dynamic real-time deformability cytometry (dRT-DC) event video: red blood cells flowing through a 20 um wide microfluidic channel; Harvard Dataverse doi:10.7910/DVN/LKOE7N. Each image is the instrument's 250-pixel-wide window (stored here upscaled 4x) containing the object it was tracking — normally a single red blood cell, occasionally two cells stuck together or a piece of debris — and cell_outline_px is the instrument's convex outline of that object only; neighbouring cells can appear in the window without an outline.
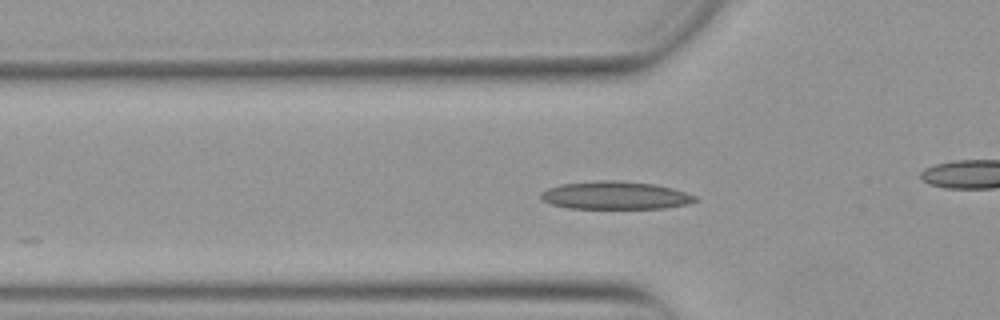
{"species": "Egyptian fruit bat (a non-hibernating species)", "species_latin": "Rousettus aegyptiacus", "temperature_condition": "warm", "stored_images_in_passage": 41, "camera_frame_rate_fps": 3000, "um_per_image_px": 0.085, "animal": {"sex": "female"}, "frame": {"image": 1, "passage_image": 5, "time_ms": 1.333, "image_size_px": [1000, 320], "cell_outline_px": [[700, 200], [688, 204], [664, 208], [568, 208], [552, 204], [544, 200], [540, 196], [540, 192], [548, 188], [560, 184], [596, 180], [620, 180], [652, 184], [672, 188], [696, 196]], "centroid_in_image_um": [52.3, 16.6], "position_along_channel_um": 73.5, "area_um2": 25.09}}
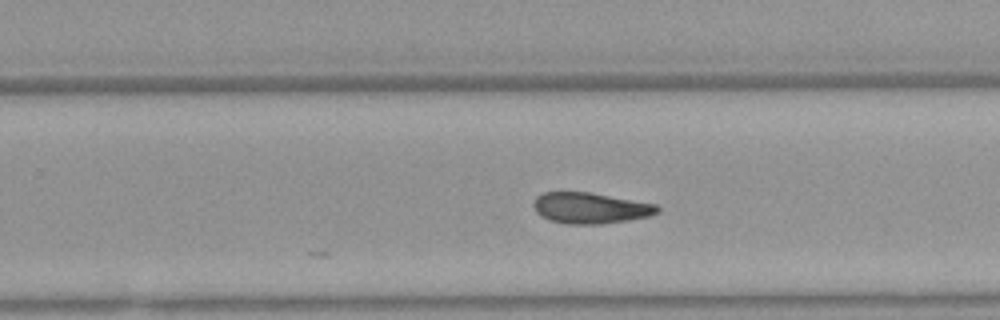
{"frame": {"image": 2, "passage_image": 21, "time_ms": 6.667, "image_size_px": [1000, 320], "cell_outline_px": [[660, 212], [648, 216], [628, 220], [600, 224], [568, 224], [552, 220], [540, 216], [536, 212], [532, 204], [536, 196], [544, 192], [588, 192], [656, 204], [660, 208]], "centroid_in_image_um": [50.16, 17.68], "position_along_channel_um": 279.6, "area_um2": 22.25}}
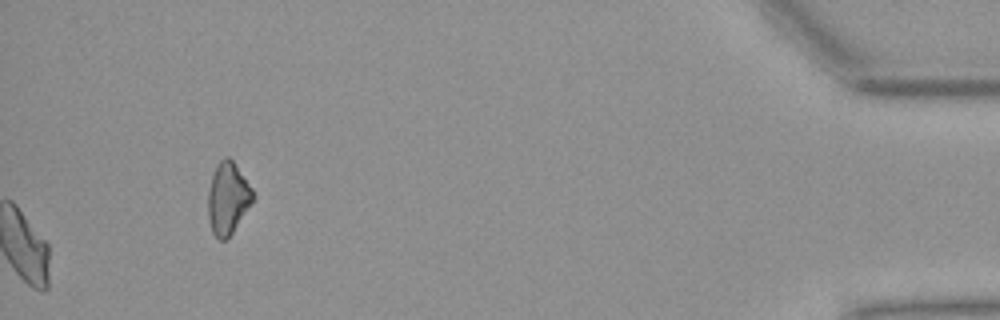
{"frame": {"image": 3, "passage_image": 41, "time_ms": 13.333, "image_size_px": [1000, 320], "cell_outline_px": [[256, 196], [232, 232], [224, 240], [216, 240], [212, 232], [208, 220], [208, 192], [212, 176], [216, 164], [224, 156], [228, 156], [232, 160], [252, 188]], "centroid_in_image_um": [19.35, 16.85], "position_along_channel_um": 415.9, "area_um2": 18.73}, "authors_computed_cell_mechanics": {"area_um2": 22.6576, "velocity_mm_per_s": 3.8702, "shape_relaxation_time_tau1_ms": null, "shape_relaxation_time_tau2_ms": 9.7449, "deformation_change_tau1": null, "deformation_change_tau2": 0.1495}}